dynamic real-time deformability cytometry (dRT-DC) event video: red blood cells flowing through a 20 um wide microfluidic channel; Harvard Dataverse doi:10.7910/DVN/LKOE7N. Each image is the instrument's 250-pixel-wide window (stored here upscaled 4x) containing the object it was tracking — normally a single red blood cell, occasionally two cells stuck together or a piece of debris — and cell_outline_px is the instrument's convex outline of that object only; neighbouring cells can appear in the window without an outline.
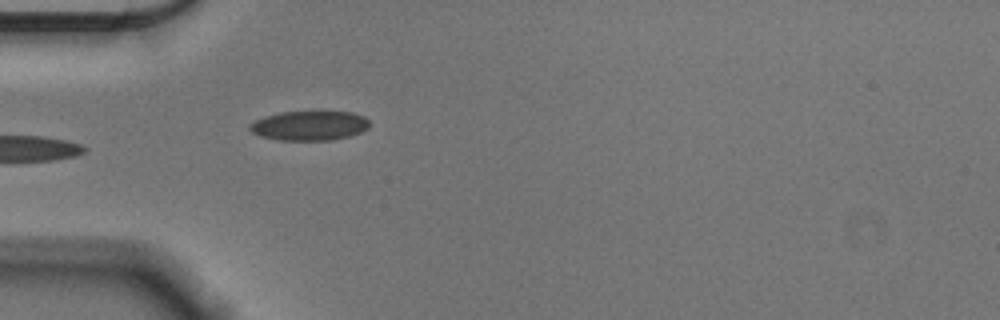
{"species": "Egyptian fruit bat (a non-hibernating species)", "species_latin": "Rousettus aegyptiacus", "temperature_condition": "cold", "stored_images_in_passage": 39, "camera_frame_rate_fps": 3000, "um_per_image_px": 0.085, "animal": {"sex": "male"}, "frame": {"image": 1, "passage_image": 1, "time_ms": 0.0, "image_size_px": [1000, 320], "cell_outline_px": [[368, 128], [360, 132], [348, 136], [332, 140], [280, 140], [260, 136], [252, 132], [248, 128], [248, 124], [264, 116], [280, 112], [352, 112], [364, 116], [368, 120]], "centroid_in_image_um": [26.27, 10.68], "position_along_channel_um": 58.7, "area_um2": 20.52}}
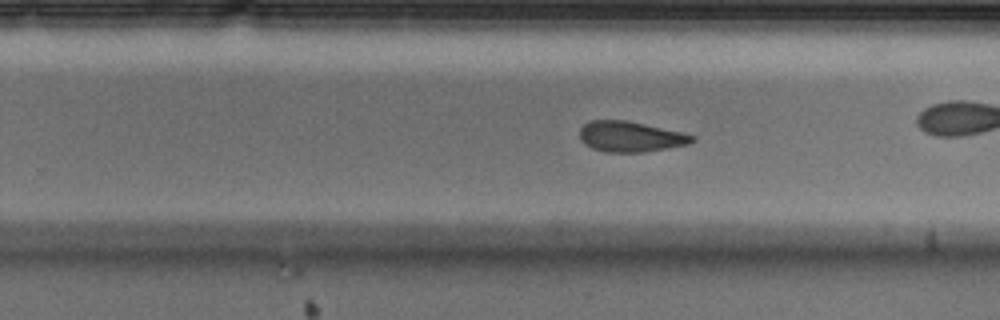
{"frame": {"image": 2, "passage_image": 17, "time_ms": 5.333, "image_size_px": [1000, 320], "cell_outline_px": [[696, 140], [688, 144], [668, 148], [644, 152], [604, 152], [592, 148], [584, 144], [580, 140], [580, 128], [584, 124], [592, 120], [624, 120], [644, 124], [680, 132], [696, 136]], "centroid_in_image_um": [53.57, 11.62], "position_along_channel_um": 276.2, "area_um2": 19.94}, "authors_computed_cell_mechanics": {"area_um2": 20.808, "velocity_mm_per_s": 3.5931, "shape_relaxation_time_tau1_ms": null, "shape_relaxation_time_tau2_ms": 2.5528, "deformation_change_tau1": null, "deformation_change_tau2": 0.0803}}